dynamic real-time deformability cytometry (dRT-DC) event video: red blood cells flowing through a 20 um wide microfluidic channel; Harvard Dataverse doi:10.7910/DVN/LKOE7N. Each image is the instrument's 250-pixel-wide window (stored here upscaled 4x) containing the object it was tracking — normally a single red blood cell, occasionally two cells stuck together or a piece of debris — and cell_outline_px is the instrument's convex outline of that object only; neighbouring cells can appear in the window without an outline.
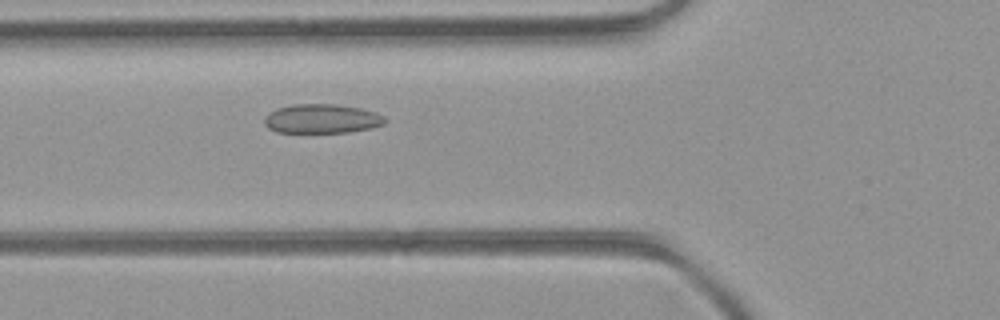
{"species": "common noctule bat (a hibernating species)", "species_latin": "Nyctalus noctula", "temperature_condition": "room temperature", "stored_images_in_passage": 36, "camera_frame_rate_fps": 3000, "um_per_image_px": 0.085, "animal": {"sex": "female", "body_mass_g": 21.9}, "frame": {"image": 1, "passage_image": 5, "time_ms": 1.333, "image_size_px": [1000, 320], "cell_outline_px": [[384, 124], [372, 128], [348, 132], [276, 132], [268, 128], [264, 124], [264, 120], [268, 112], [276, 108], [292, 104], [336, 104], [360, 108], [376, 112], [384, 116]], "centroid_in_image_um": [27.33, 10.08], "position_along_channel_um": 98.5, "area_um2": 20.58}}
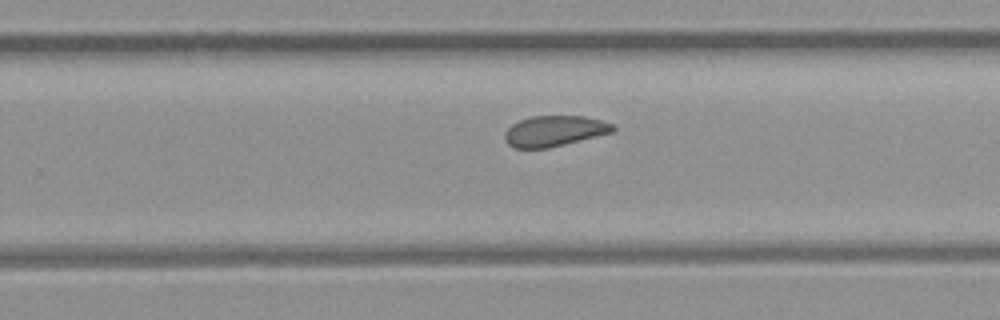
{"frame": {"image": 2, "passage_image": 18, "time_ms": 5.667, "image_size_px": [1000, 320], "cell_outline_px": [[616, 128], [612, 132], [548, 148], [516, 148], [508, 144], [504, 140], [504, 132], [512, 124], [520, 120], [532, 116], [584, 116], [600, 120], [612, 124]], "centroid_in_image_um": [47.08, 11.13], "position_along_channel_um": 282.7, "area_um2": 19.13}}
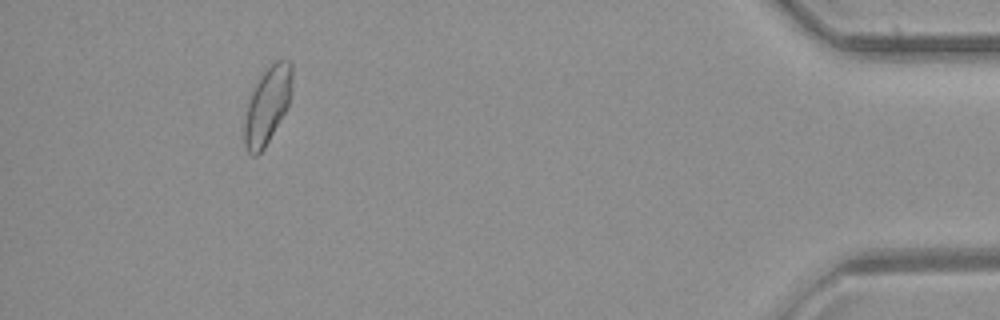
{"frame": {"image": 3, "passage_image": 32, "time_ms": 10.333, "image_size_px": [1000, 320], "cell_outline_px": [[292, 92], [288, 108], [264, 148], [256, 156], [252, 156], [248, 152], [244, 144], [244, 124], [248, 100], [252, 88], [260, 76], [276, 60], [292, 60]], "centroid_in_image_um": [22.74, 8.94], "position_along_channel_um": 412.5, "area_um2": 21.62}, "authors_computed_cell_mechanics": {"area_um2": 20.4034, "velocity_mm_per_s": 4.2423, "shape_relaxation_time_tau1_ms": null, "shape_relaxation_time_tau2_ms": 1.5017, "deformation_change_tau1": null, "deformation_change_tau2": 0.0555}}